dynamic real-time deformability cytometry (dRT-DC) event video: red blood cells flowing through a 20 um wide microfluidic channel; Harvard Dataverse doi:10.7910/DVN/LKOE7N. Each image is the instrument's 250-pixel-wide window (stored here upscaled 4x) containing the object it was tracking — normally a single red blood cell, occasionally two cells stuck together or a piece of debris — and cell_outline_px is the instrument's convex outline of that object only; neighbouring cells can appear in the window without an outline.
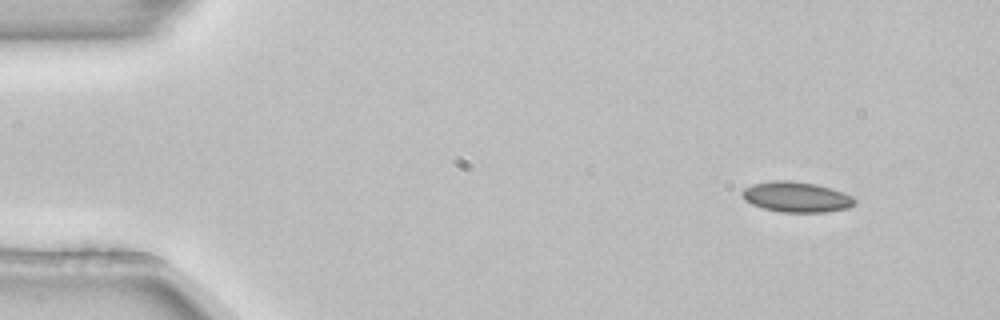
{"species": "common noctule bat (a hibernating species)", "species_latin": "Nyctalus noctula", "temperature_condition": "room temperature", "stored_images_in_passage": 4, "camera_frame_rate_fps": 3000, "um_per_image_px": 0.085, "animal": {"sex": "female", "body_mass_g": 22.7, "forearm_length_mm": 54.2}, "frame": {"image": 1, "passage_image": 1, "time_ms": 0.0, "image_size_px": [1000, 320], "cell_outline_px": [[856, 204], [848, 208], [824, 212], [780, 212], [764, 208], [752, 204], [744, 200], [740, 192], [744, 188], [752, 184], [772, 180], [788, 180], [816, 184], [852, 196], [856, 200]], "centroid_in_image_um": [67.65, 16.74], "position_along_channel_um": 17.3, "area_um2": 19.88}}
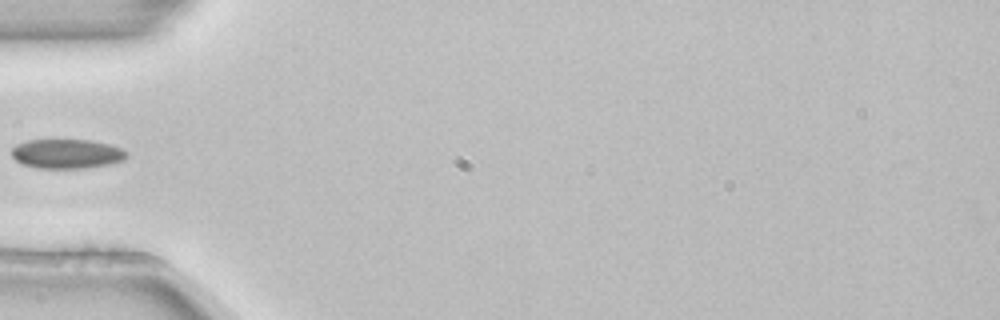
{"frame": {"image": 2, "passage_image": 4, "time_ms": 1.0, "image_size_px": [1000, 320], "cell_outline_px": [[128, 156], [124, 160], [108, 164], [84, 168], [36, 168], [24, 164], [16, 160], [12, 156], [12, 148], [16, 144], [28, 140], [88, 140], [108, 144], [120, 148], [128, 152]], "centroid_in_image_um": [5.68, 13.07], "position_along_channel_um": 79.3, "area_um2": 19.59}}